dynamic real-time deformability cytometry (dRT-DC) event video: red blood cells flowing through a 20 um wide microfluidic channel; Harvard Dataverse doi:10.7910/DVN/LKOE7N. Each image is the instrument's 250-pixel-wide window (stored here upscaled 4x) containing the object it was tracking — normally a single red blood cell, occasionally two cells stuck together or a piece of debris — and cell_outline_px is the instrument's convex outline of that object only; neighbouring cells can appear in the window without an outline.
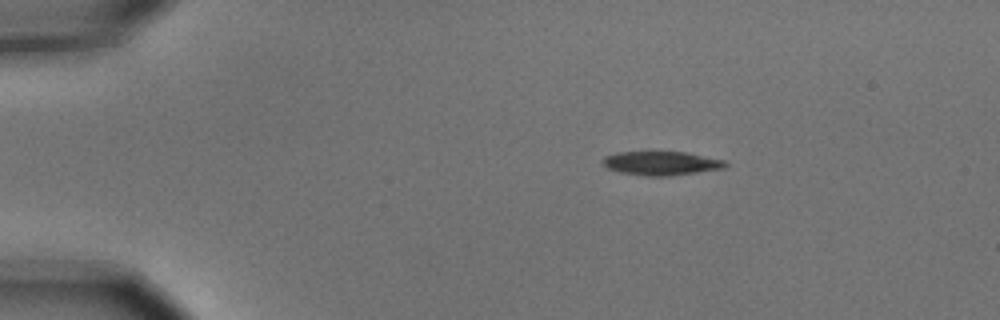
{"species": "common noctule bat (a hibernating species)", "species_latin": "Nyctalus noctula", "temperature_condition": "cold", "stored_images_in_passage": 4, "camera_frame_rate_fps": 3000, "um_per_image_px": 0.085, "animal": {"sex": "male", "body_mass_g": 15.6}, "frame": {"image": 1, "passage_image": 2, "time_ms": 0.333, "image_size_px": [1000, 320], "cell_outline_px": [[728, 164], [724, 168], [668, 176], [644, 176], [620, 172], [608, 168], [600, 160], [604, 156], [620, 152], [652, 148], [684, 152], [724, 160]], "centroid_in_image_um": [56.14, 13.82], "position_along_channel_um": 28.9, "area_um2": 17.8}}